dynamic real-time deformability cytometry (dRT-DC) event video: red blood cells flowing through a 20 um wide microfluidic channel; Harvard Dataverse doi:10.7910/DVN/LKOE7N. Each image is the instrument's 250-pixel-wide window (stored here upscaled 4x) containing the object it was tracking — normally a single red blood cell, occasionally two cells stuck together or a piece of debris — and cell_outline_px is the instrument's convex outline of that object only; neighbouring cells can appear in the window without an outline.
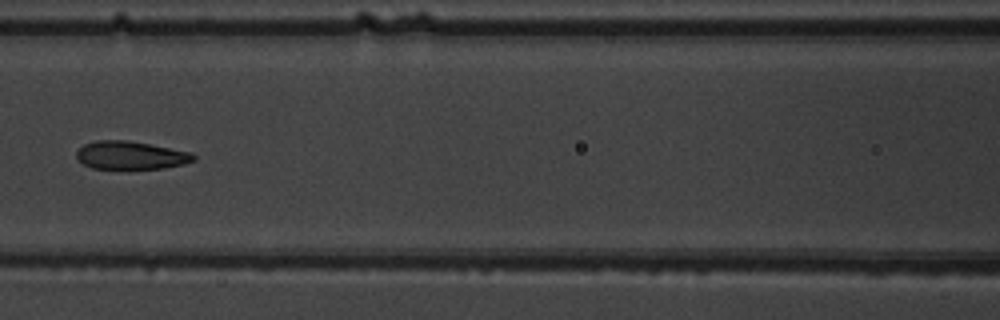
{"species": "common noctule bat (a hibernating species)", "species_latin": "Nyctalus noctula", "temperature_condition": "warm", "stored_images_in_passage": 9, "camera_frame_rate_fps": 3000, "um_per_image_px": 0.085, "animal": {"sex": "male", "body_mass_g": 19.5, "forearm_length_mm": 54.6}, "frame": {"image": 1, "passage_image": 7, "time_ms": 8.0, "image_size_px": [1000, 320], "cell_outline_px": [[196, 160], [184, 164], [164, 168], [128, 172], [92, 168], [76, 160], [76, 152], [84, 144], [96, 140], [128, 140], [192, 152], [196, 156]], "centroid_in_image_um": [11.1, 13.25], "position_along_channel_um": 155.5, "area_um2": 20.23}}
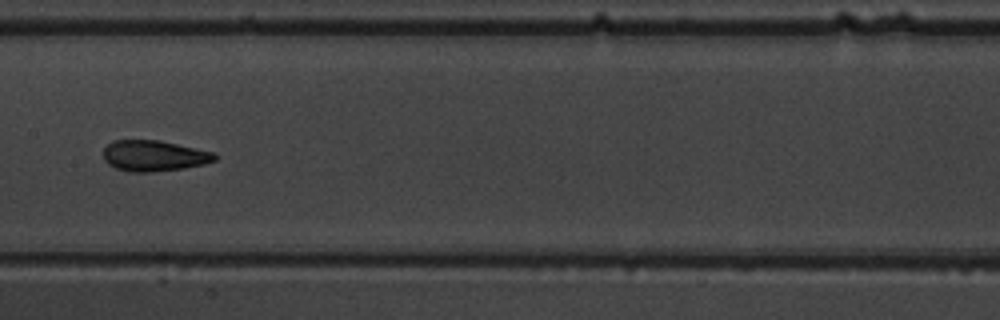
{"frame": {"image": 2, "passage_image": 8, "time_ms": 9.0, "image_size_px": [1000, 320], "cell_outline_px": [[216, 160], [204, 164], [184, 168], [152, 172], [128, 172], [116, 168], [108, 164], [104, 160], [104, 148], [112, 140], [160, 140], [216, 152]], "centroid_in_image_um": [13.1, 13.24], "position_along_channel_um": 194.3, "area_um2": 20.23}}
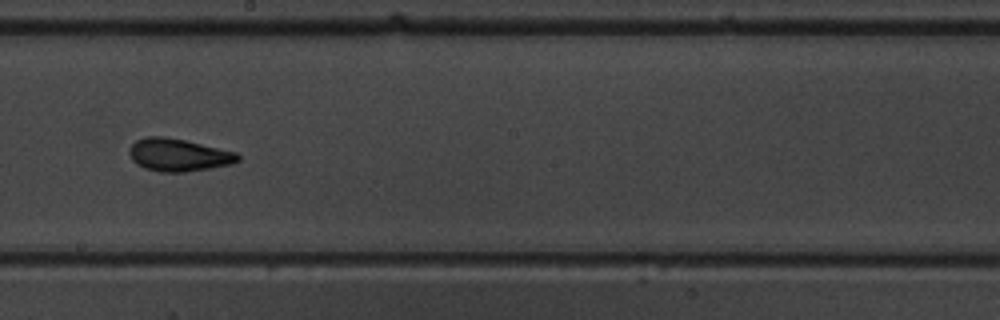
{"frame": {"image": 3, "passage_image": 9, "time_ms": 10.0, "image_size_px": [1000, 320], "cell_outline_px": [[240, 160], [232, 164], [184, 172], [160, 172], [144, 168], [136, 164], [132, 160], [128, 152], [128, 148], [136, 140], [148, 136], [164, 136], [184, 140], [236, 152], [240, 156]], "centroid_in_image_um": [15.13, 13.17], "position_along_channel_um": 233.1, "area_um2": 20.63}}